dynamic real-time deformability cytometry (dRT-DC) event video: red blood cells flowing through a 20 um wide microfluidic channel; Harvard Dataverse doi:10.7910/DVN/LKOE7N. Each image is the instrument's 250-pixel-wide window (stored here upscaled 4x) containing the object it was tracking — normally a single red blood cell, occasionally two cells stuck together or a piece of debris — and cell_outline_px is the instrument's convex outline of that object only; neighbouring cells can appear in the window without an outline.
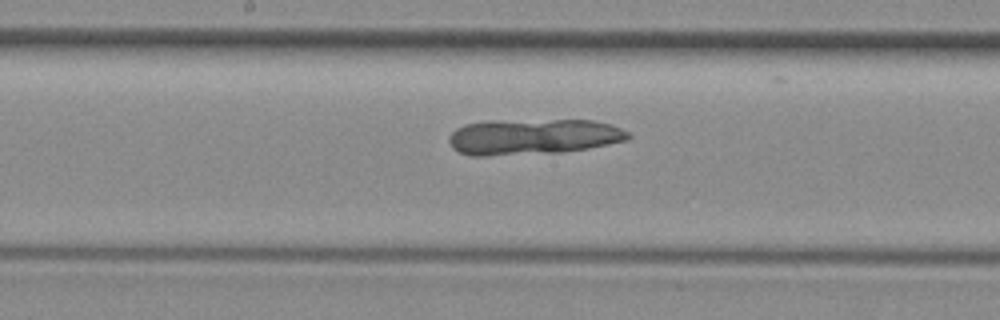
{"species": "common noctule bat (a hibernating species)", "species_latin": "Nyctalus noctula", "temperature_condition": "room temperature", "stored_images_in_passage": 7, "segment_of_instrument_passage": [2, 2], "camera_frame_rate_fps": 3000, "um_per_image_px": 0.085, "animal": {"sex": "female", "body_mass_g": 29.2, "forearm_length_mm": 56.3}, "frame": {"image": 1, "passage_image": 7, "time_ms": 6.667, "image_size_px": [1000, 320], "cell_outline_px": [[632, 136], [628, 140], [588, 148], [564, 152], [488, 156], [472, 156], [460, 152], [452, 148], [448, 140], [448, 136], [456, 128], [464, 124], [484, 120], [592, 120], [612, 124], [628, 132]], "centroid_in_image_um": [45.28, 11.61], "position_along_channel_um": 202.9, "area_um2": 37.92}}